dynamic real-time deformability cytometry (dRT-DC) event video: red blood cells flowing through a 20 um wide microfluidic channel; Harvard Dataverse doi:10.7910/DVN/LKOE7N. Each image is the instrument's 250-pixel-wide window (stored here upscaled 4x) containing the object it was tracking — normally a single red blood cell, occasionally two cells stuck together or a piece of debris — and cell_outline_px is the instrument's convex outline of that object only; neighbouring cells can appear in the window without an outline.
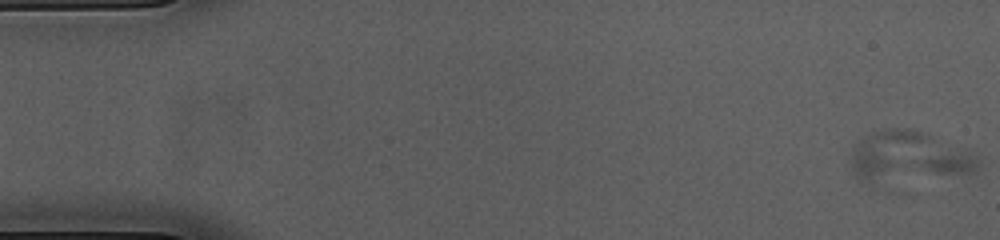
{"species": "common noctule bat (a hibernating species)", "species_latin": "Nyctalus noctula", "temperature_condition": "cold", "stored_images_in_passage": 2, "segment_of_instrument_passage": [2, 2], "camera_frame_rate_fps": 3000, "um_per_image_px": 0.085, "animal": {"sex": "female", "body_mass_g": 23.0, "forearm_length_mm": 53.4}, "frame": {"image": 1, "passage_image": 2, "time_ms": 0.333, "image_size_px": [1000, 240], "cell_outline_px": [[980, 168], [976, 172], [872, 188], [856, 180], [852, 176], [848, 160], [852, 144], [864, 136], [872, 132], [888, 128], [912, 128], [924, 132], [968, 148], [980, 160]], "centroid_in_image_um": [77.13, 13.42], "position_along_channel_um": 7.9, "area_um2": 40.81}}